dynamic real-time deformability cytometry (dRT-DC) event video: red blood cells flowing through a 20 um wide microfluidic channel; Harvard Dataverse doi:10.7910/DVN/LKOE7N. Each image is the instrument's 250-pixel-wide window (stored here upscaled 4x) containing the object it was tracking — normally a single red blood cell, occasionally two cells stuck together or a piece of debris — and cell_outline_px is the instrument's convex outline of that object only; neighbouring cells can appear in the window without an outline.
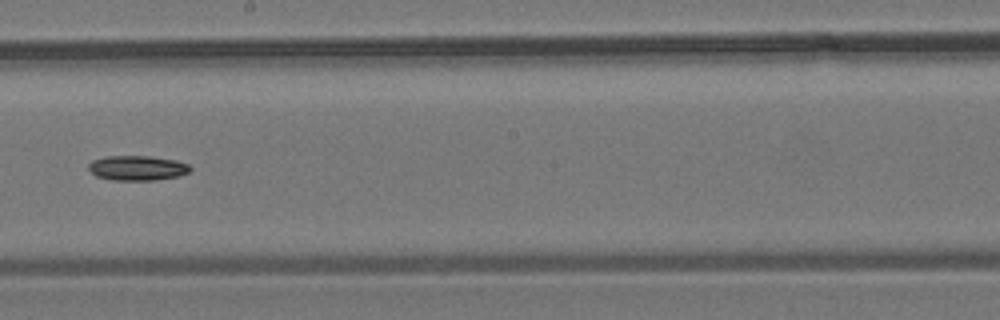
{"species": "common noctule bat (a hibernating species)", "species_latin": "Nyctalus noctula", "temperature_condition": "room temperature", "stored_images_in_passage": 11, "camera_frame_rate_fps": 3000, "um_per_image_px": 0.085, "animal": {"sex": "male", "body_mass_g": 19.2, "forearm_length_mm": 51.8}, "frame": {"image": 1, "passage_image": 10, "time_ms": 11.0, "image_size_px": [1000, 320], "cell_outline_px": [[192, 168], [188, 172], [176, 176], [156, 180], [112, 180], [96, 176], [88, 168], [88, 164], [92, 160], [104, 156], [148, 156], [176, 160], [188, 164]], "centroid_in_image_um": [11.64, 14.27], "position_along_channel_um": 236.6, "area_um2": 14.68}}
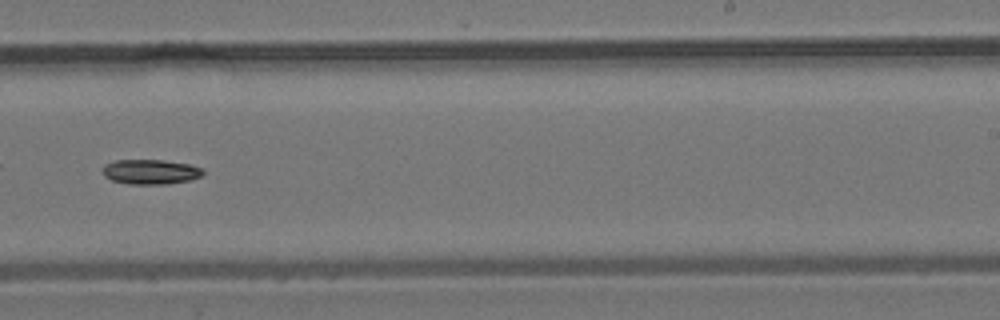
{"frame": {"image": 2, "passage_image": 11, "time_ms": 12.0, "image_size_px": [1000, 320], "cell_outline_px": [[204, 172], [200, 176], [192, 180], [168, 184], [128, 184], [112, 180], [104, 176], [104, 164], [116, 160], [164, 160], [188, 164], [204, 168]], "centroid_in_image_um": [12.83, 14.6], "position_along_channel_um": 276.2, "area_um2": 14.57}}